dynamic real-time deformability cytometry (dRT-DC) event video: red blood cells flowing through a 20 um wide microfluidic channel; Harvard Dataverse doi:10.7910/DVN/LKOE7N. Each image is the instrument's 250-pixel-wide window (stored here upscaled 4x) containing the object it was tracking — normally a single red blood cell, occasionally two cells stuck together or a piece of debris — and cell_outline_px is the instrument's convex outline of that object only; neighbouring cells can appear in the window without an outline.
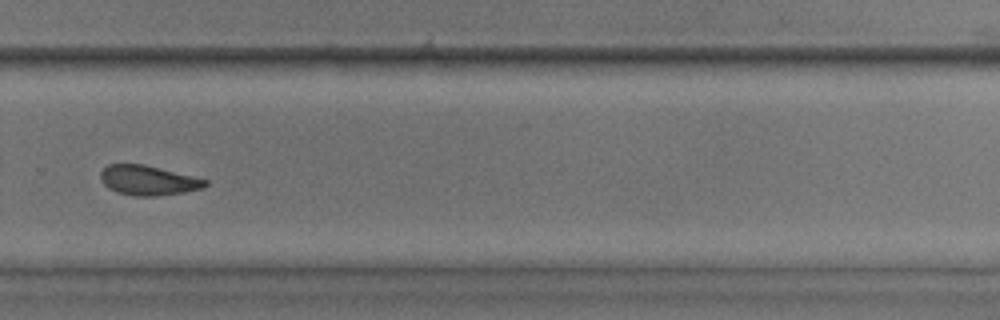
{"species": "common noctule bat (a hibernating species)", "species_latin": "Nyctalus noctula", "temperature_condition": "room temperature", "stored_images_in_passage": 34, "camera_frame_rate_fps": 3000, "um_per_image_px": 0.085, "animal": {"sex": "male", "body_mass_g": 17.9, "forearm_length_mm": 54.2}, "frame": {"image": 1, "passage_image": 20, "time_ms": 6.333, "image_size_px": [1000, 320], "cell_outline_px": [[208, 184], [200, 188], [184, 192], [156, 196], [136, 196], [116, 192], [108, 188], [104, 184], [100, 176], [100, 172], [108, 164], [144, 164], [208, 180]], "centroid_in_image_um": [12.56, 15.33], "position_along_channel_um": 317.2, "area_um2": 17.98}}
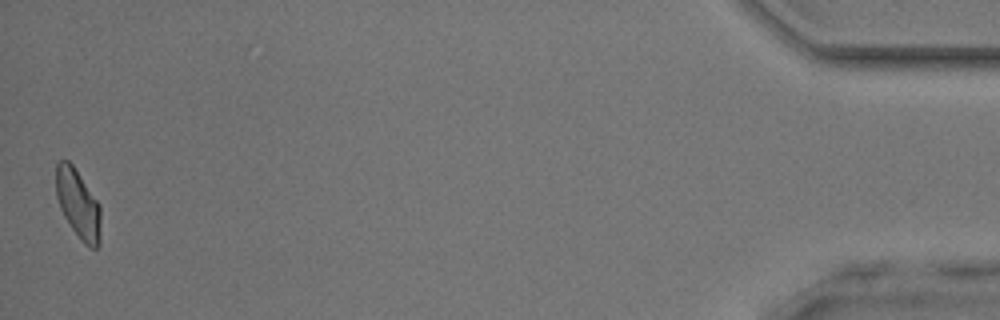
{"frame": {"image": 2, "passage_image": 34, "time_ms": 11.0, "image_size_px": [1000, 320], "cell_outline_px": [[100, 244], [96, 248], [88, 248], [80, 240], [64, 216], [60, 208], [56, 196], [56, 164], [60, 160], [68, 160], [72, 164], [100, 204]], "centroid_in_image_um": [6.64, 17.36], "position_along_channel_um": 428.6, "area_um2": 18.03}}